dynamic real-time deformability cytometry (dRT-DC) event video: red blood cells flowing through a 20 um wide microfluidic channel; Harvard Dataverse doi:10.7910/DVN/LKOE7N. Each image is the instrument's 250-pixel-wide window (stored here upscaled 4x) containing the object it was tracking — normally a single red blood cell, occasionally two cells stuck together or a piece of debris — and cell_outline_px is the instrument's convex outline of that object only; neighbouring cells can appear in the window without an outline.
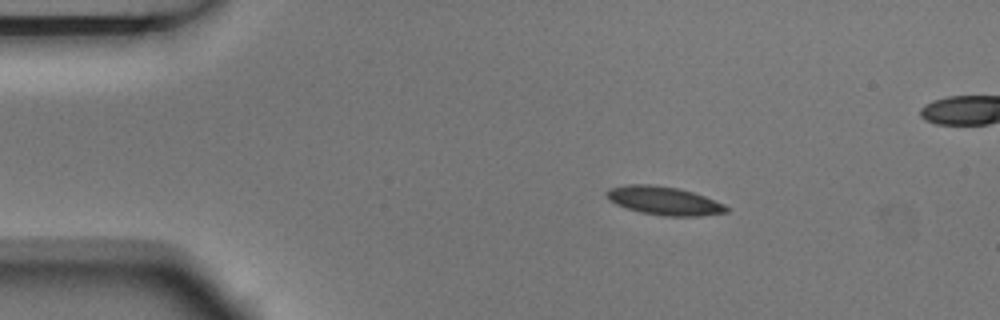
{"species": "Egyptian fruit bat (a non-hibernating species)", "species_latin": "Rousettus aegyptiacus", "temperature_condition": "room temperature", "stored_images_in_passage": 9, "camera_frame_rate_fps": 3000, "um_per_image_px": 0.085, "animal": {"sex": "male"}, "frame": {"image": 1, "passage_image": 1, "time_ms": 0.0, "image_size_px": [1000, 320], "cell_outline_px": [[728, 212], [700, 216], [664, 216], [640, 212], [616, 204], [608, 200], [604, 196], [604, 192], [608, 188], [628, 184], [652, 184], [680, 188], [704, 196], [724, 204], [728, 208]], "centroid_in_image_um": [56.39, 17.05], "position_along_channel_um": 28.6, "area_um2": 20.0}}
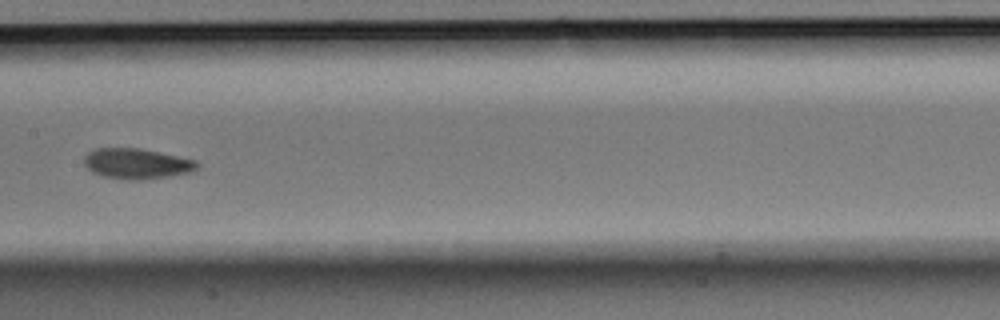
{"frame": {"image": 2, "passage_image": 6, "time_ms": 1.667, "image_size_px": [1000, 320], "cell_outline_px": [[200, 164], [192, 172], [168, 176], [140, 180], [128, 180], [100, 176], [92, 172], [84, 164], [84, 156], [88, 152], [96, 148], [140, 148], [160, 152], [196, 160]], "centroid_in_image_um": [11.61, 13.91], "position_along_channel_um": 195.8, "area_um2": 20.17}}
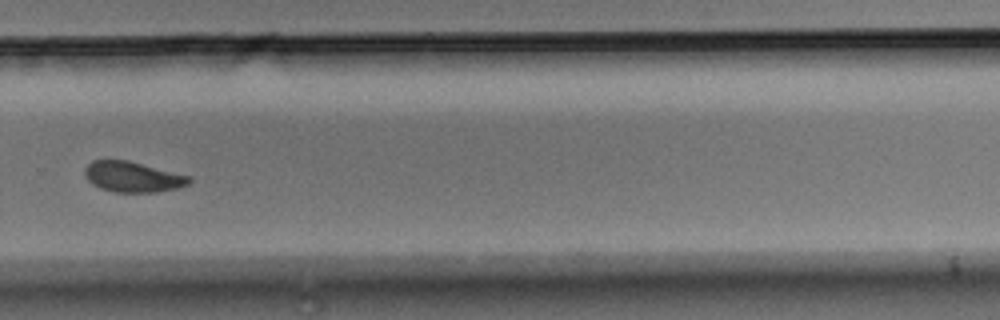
{"frame": {"image": 3, "passage_image": 9, "time_ms": 2.667, "image_size_px": [1000, 320], "cell_outline_px": [[192, 180], [188, 184], [176, 188], [156, 192], [116, 192], [100, 188], [92, 184], [84, 176], [84, 168], [92, 160], [128, 160], [192, 176]], "centroid_in_image_um": [11.28, 15.02], "position_along_channel_um": 318.5, "area_um2": 18.67}}